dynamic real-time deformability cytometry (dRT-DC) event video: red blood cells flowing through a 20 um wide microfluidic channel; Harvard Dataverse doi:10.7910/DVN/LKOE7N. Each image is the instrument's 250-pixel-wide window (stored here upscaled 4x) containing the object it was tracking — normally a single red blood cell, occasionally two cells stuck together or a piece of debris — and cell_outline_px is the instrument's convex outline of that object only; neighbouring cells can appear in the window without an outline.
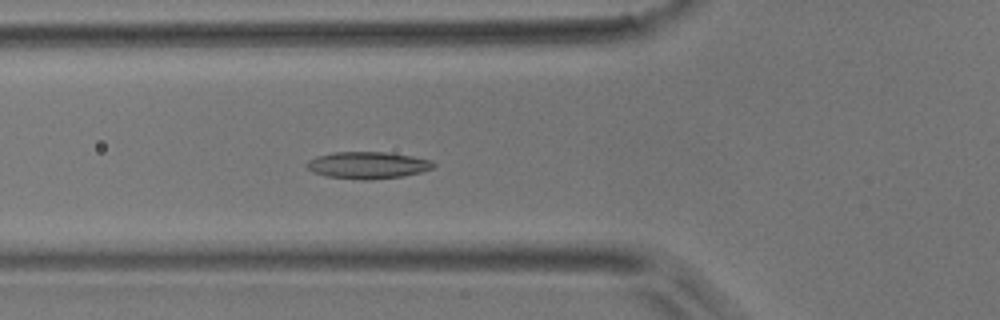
{"species": "common noctule bat (a hibernating species)", "species_latin": "Nyctalus noctula", "temperature_condition": "room temperature", "stored_images_in_passage": 40, "camera_frame_rate_fps": 3000, "um_per_image_px": 0.085, "animal": {"sex": "male", "body_mass_g": 17.9}, "frame": {"image": 1, "passage_image": 5, "time_ms": 1.333, "image_size_px": [1000, 320], "cell_outline_px": [[436, 164], [432, 168], [420, 172], [404, 176], [368, 180], [364, 180], [328, 176], [312, 172], [304, 164], [308, 160], [316, 156], [332, 152], [388, 152], [412, 156], [432, 160]], "centroid_in_image_um": [31.24, 14.03], "position_along_channel_um": 94.6, "area_um2": 19.94}}
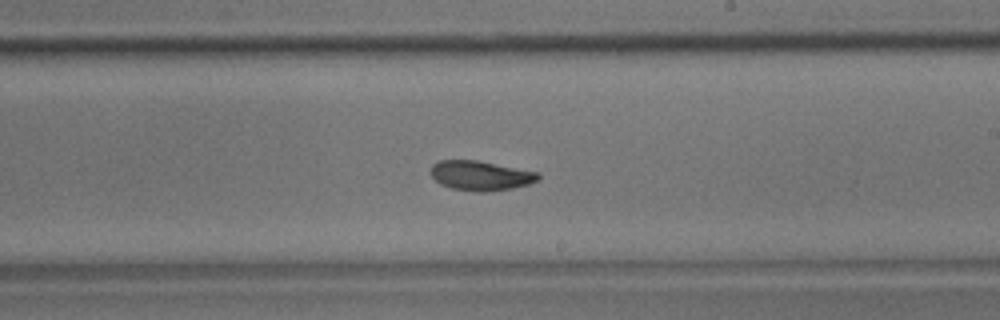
{"frame": {"image": 2, "passage_image": 17, "time_ms": 5.333, "image_size_px": [1000, 320], "cell_outline_px": [[540, 180], [528, 184], [512, 188], [488, 192], [476, 192], [452, 188], [440, 184], [428, 172], [432, 164], [436, 160], [476, 160], [540, 172]], "centroid_in_image_um": [40.84, 14.92], "position_along_channel_um": 248.2, "area_um2": 18.84}}
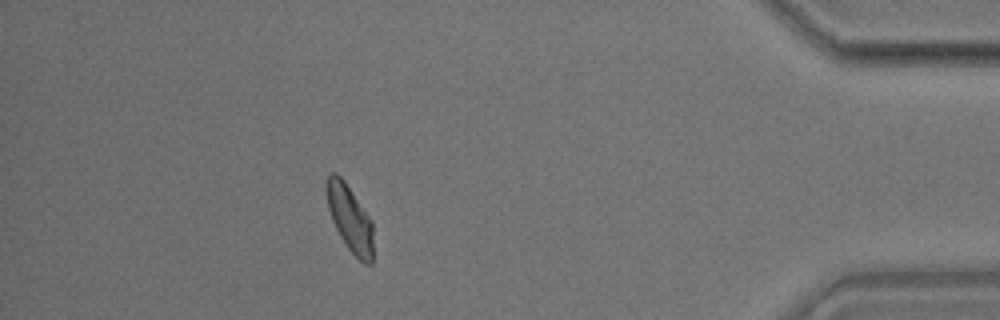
{"frame": {"image": 3, "passage_image": 33, "time_ms": 10.667, "image_size_px": [1000, 320], "cell_outline_px": [[372, 264], [364, 264], [348, 248], [340, 236], [332, 220], [328, 208], [324, 188], [324, 180], [328, 172], [336, 172], [344, 180], [372, 220]], "centroid_in_image_um": [29.69, 18.48], "position_along_channel_um": 405.5, "area_um2": 18.26}, "authors_computed_cell_mechanics": {"area_um2": 18.4382, "velocity_mm_per_s": 3.8317, "shape_relaxation_time_tau1_ms": 4.8104, "shape_relaxation_time_tau2_ms": 3.295, "deformation_change_tau1": 0.1347, "deformation_change_tau2": 0.0886}}